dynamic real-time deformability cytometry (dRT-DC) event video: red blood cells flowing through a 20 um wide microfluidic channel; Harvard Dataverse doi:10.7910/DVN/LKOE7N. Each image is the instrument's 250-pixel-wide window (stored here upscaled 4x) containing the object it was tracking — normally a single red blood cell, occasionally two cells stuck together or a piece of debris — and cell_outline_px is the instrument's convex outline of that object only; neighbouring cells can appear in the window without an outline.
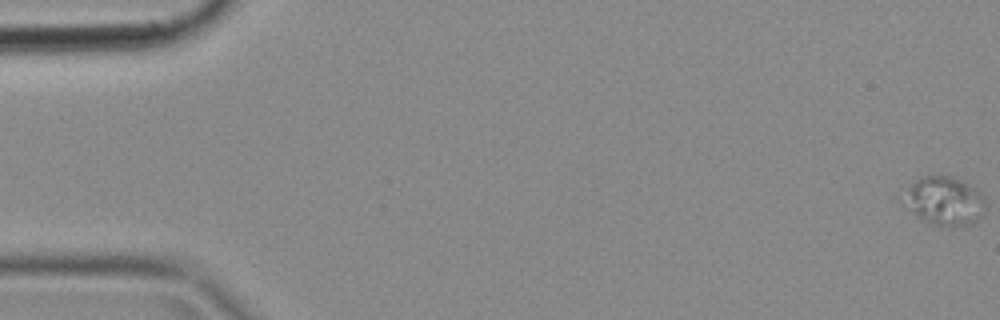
{"species": "common noctule bat (a hibernating species)", "species_latin": "Nyctalus noctula", "temperature_condition": "cold", "stored_images_in_passage": 51, "camera_frame_rate_fps": 3000, "um_per_image_px": 0.085, "animal": {"sex": "female", "body_mass_g": 18.4}, "frame": {"image": 1, "passage_image": 1, "time_ms": 0.0, "image_size_px": [1000, 320], "cell_outline_px": [[984, 204], [980, 216], [976, 220], [952, 228], [920, 220], [916, 212], [908, 188], [920, 176], [952, 176], [960, 180], [976, 192], [984, 200]], "centroid_in_image_um": [80.35, 17.09], "position_along_channel_um": 4.6, "area_um2": 21.21}}
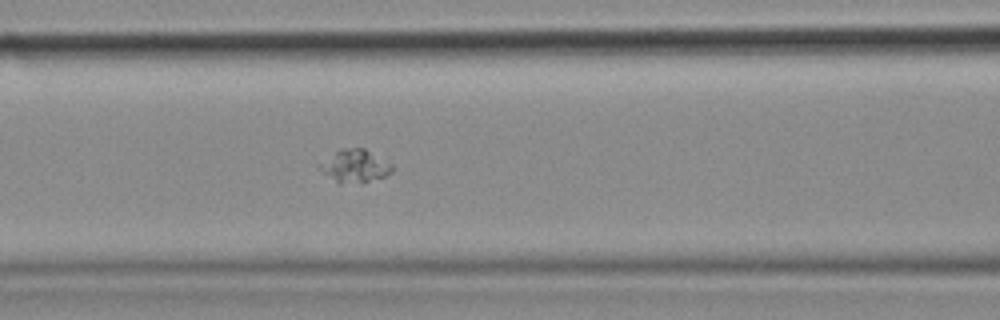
{"frame": {"image": 2, "passage_image": 22, "time_ms": 7.0, "image_size_px": [1000, 320], "cell_outline_px": [[392, 172], [384, 176], [368, 180], [340, 184], [324, 172], [316, 164], [340, 148], [364, 148], [392, 164]], "centroid_in_image_um": [30.13, 14.08], "position_along_channel_um": 136.5, "area_um2": 13.47}}
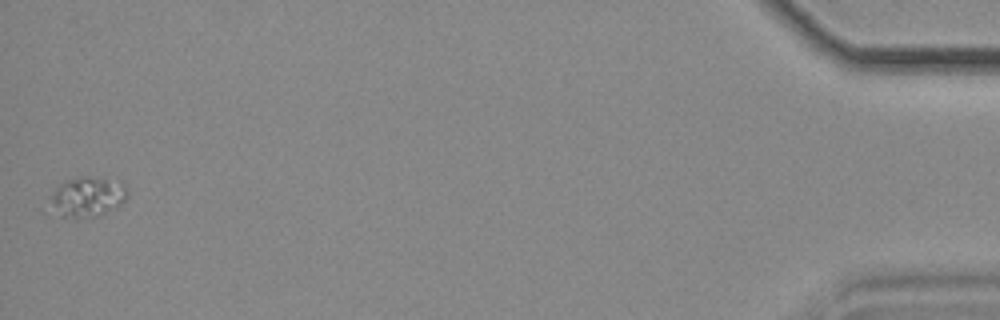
{"frame": {"image": 3, "passage_image": 51, "time_ms": 16.667, "image_size_px": [1000, 320], "cell_outline_px": [[128, 196], [116, 208], [100, 216], [76, 220], [60, 216], [52, 212], [52, 192], [60, 184], [68, 180], [84, 176], [88, 176], [120, 180], [128, 188]], "centroid_in_image_um": [7.47, 16.76], "position_along_channel_um": 427.7, "area_um2": 18.55}}